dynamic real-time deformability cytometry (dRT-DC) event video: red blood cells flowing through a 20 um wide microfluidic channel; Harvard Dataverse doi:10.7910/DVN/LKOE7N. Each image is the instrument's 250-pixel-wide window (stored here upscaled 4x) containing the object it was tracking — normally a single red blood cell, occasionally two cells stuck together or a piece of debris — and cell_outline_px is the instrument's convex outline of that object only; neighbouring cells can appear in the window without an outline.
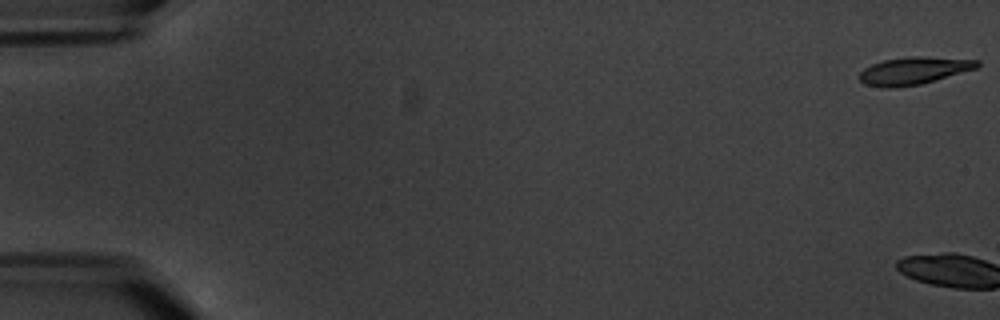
{"species": "common noctule bat (a hibernating species)", "species_latin": "Nyctalus noctula", "temperature_condition": "warm", "stored_images_in_passage": 8, "camera_frame_rate_fps": 3000, "um_per_image_px": 0.085, "animal": {"sex": "male", "body_mass_g": 20.1, "forearm_length_mm": 53.5}, "frame": {"image": 1, "passage_image": 1, "time_ms": 0.0, "image_size_px": [1000, 320], "cell_outline_px": [[980, 64], [976, 68], [920, 84], [896, 88], [880, 88], [864, 84], [860, 80], [860, 72], [864, 68], [872, 64], [884, 60], [908, 56], [924, 56], [980, 60]], "centroid_in_image_um": [77.63, 6.01], "position_along_channel_um": 7.4, "area_um2": 18.84}}
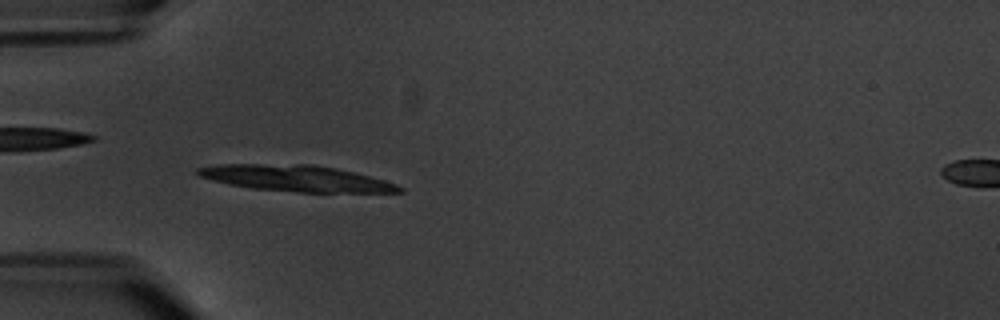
{"frame": {"image": 2, "passage_image": 7, "time_ms": 7.0, "image_size_px": [1000, 320], "cell_outline_px": [[404, 192], [296, 192], [252, 188], [228, 184], [212, 180], [200, 176], [192, 172], [196, 168], [220, 164], [312, 164], [336, 168], [384, 180], [396, 184], [404, 188]], "centroid_in_image_um": [25.12, 15.15], "position_along_channel_um": 59.9, "area_um2": 30.63}}